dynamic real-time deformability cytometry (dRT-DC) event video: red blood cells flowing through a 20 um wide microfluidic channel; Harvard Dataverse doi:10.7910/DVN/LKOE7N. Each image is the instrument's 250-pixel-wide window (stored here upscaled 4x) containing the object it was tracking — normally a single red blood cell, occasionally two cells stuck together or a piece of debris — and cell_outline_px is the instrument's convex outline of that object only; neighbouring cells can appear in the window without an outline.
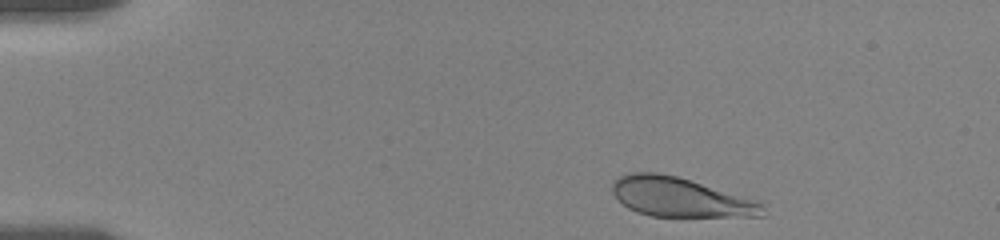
{"species": "human", "species_latin": "Homo sapiens", "temperature_condition": "room temperature", "stored_images_in_passage": 16, "camera_frame_rate_fps": 3000, "um_per_image_px": 0.085, "donor": {"sex": "female"}, "frame": {"image": 1, "passage_image": 1, "time_ms": 0.0, "image_size_px": [1000, 240], "cell_outline_px": [[764, 216], [652, 216], [636, 212], [628, 208], [612, 192], [612, 180], [616, 176], [632, 172], [656, 172], [676, 176], [756, 200], [764, 204]], "centroid_in_image_um": [57.77, 16.75], "position_along_channel_um": 27.2, "area_um2": 34.22}}
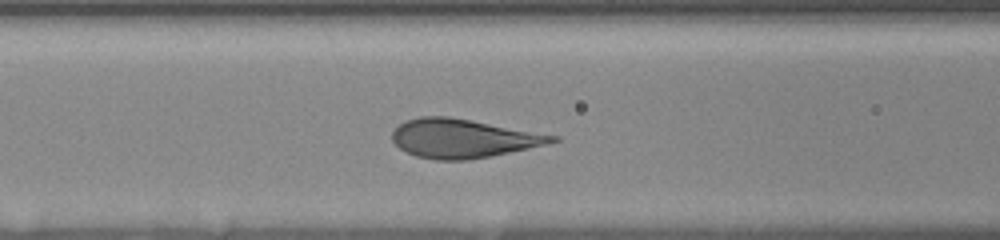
{"frame": {"image": 2, "passage_image": 10, "time_ms": 5.0, "image_size_px": [1000, 240], "cell_outline_px": [[560, 140], [548, 144], [492, 156], [468, 160], [436, 160], [416, 156], [400, 148], [392, 140], [392, 132], [400, 124], [408, 120], [420, 116], [448, 116], [560, 136]], "centroid_in_image_um": [39.38, 11.77], "position_along_channel_um": 127.2, "area_um2": 36.01}}
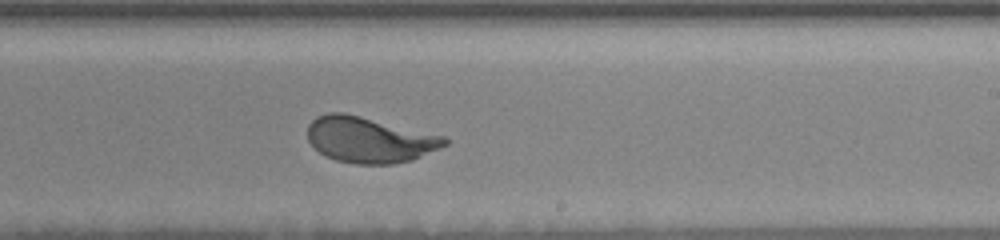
{"frame": {"image": 3, "passage_image": 16, "time_ms": 8.667, "image_size_px": [1000, 240], "cell_outline_px": [[448, 144], [412, 160], [392, 164], [352, 164], [336, 160], [320, 152], [308, 140], [308, 124], [316, 116], [328, 112], [344, 112], [444, 136], [448, 140]], "centroid_in_image_um": [31.38, 11.87], "position_along_channel_um": 257.6, "area_um2": 36.41}}